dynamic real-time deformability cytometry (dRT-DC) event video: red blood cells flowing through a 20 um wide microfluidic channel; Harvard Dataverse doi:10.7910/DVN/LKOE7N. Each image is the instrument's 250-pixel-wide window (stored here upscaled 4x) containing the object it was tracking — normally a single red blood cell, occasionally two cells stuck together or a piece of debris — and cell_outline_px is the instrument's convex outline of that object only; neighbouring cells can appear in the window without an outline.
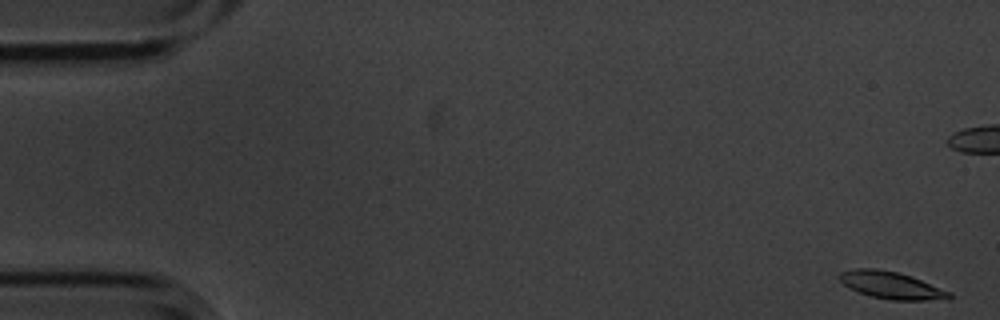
{"species": "common noctule bat (a hibernating species)", "species_latin": "Nyctalus noctula", "temperature_condition": "cold", "stored_images_in_passage": 11, "camera_frame_rate_fps": 3000, "um_per_image_px": 0.085, "animal": {"sex": "male", "body_mass_g": 20.1, "forearm_length_mm": 53.5}, "frame": {"image": 1, "passage_image": 1, "time_ms": 0.0, "image_size_px": [1000, 320], "cell_outline_px": [[952, 296], [948, 300], [892, 300], [872, 296], [860, 292], [844, 284], [836, 276], [840, 272], [856, 268], [876, 268], [896, 272], [912, 276], [952, 292]], "centroid_in_image_um": [75.8, 24.24], "position_along_channel_um": 9.2, "area_um2": 17.4}}